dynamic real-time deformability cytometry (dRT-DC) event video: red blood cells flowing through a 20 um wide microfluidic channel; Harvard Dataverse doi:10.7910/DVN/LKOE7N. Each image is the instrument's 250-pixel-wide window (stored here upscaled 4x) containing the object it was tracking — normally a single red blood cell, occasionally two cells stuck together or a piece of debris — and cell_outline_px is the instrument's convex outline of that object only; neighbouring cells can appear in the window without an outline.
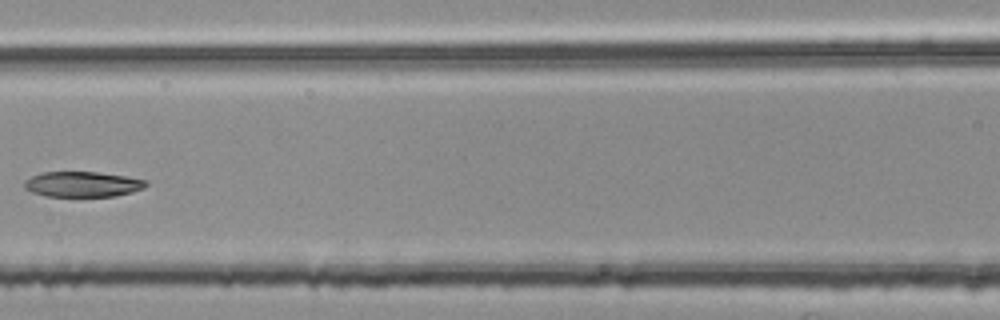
{"species": "common noctule bat (a hibernating species)", "species_latin": "Nyctalus noctula", "temperature_condition": "room temperature", "stored_images_in_passage": 6, "segment_of_instrument_passage": [2, 2], "camera_frame_rate_fps": 3000, "um_per_image_px": 0.085, "animal": {"sex": "female", "body_mass_g": 25.1}, "frame": {"image": 1, "passage_image": 6, "time_ms": 1.667, "image_size_px": [1000, 320], "cell_outline_px": [[148, 184], [144, 188], [132, 192], [116, 196], [44, 196], [32, 192], [24, 188], [24, 180], [40, 172], [96, 172], [124, 176], [148, 180]], "centroid_in_image_um": [7.01, 15.66], "position_along_channel_um": 159.6, "area_um2": 18.03}}